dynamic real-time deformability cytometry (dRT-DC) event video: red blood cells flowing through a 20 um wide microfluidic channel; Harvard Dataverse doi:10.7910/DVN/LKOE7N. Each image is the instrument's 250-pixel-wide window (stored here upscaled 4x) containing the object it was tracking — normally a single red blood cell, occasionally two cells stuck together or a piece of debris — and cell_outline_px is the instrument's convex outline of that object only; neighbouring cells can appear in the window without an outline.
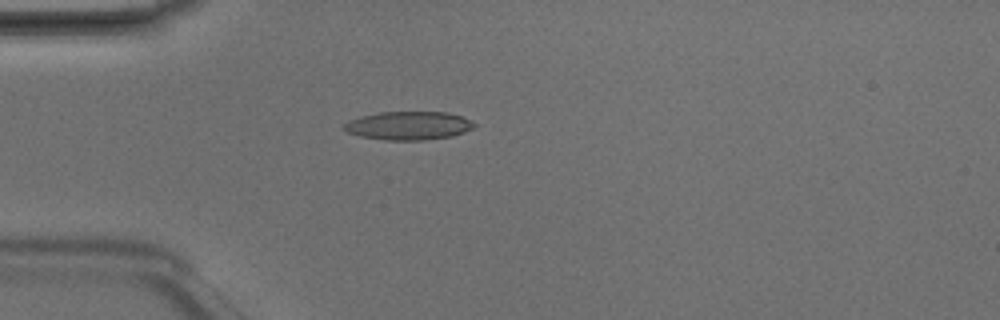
{"species": "Egyptian fruit bat (a non-hibernating species)", "species_latin": "Rousettus aegyptiacus", "temperature_condition": "room temperature", "stored_images_in_passage": 1, "camera_frame_rate_fps": 3000, "um_per_image_px": 0.085, "animal": {"sex": "male"}, "frame": {"image": 1, "passage_image": 1, "time_ms": 0.0, "image_size_px": [1000, 320], "cell_outline_px": [[476, 124], [472, 128], [464, 132], [452, 136], [424, 140], [384, 140], [360, 136], [348, 132], [344, 128], [344, 124], [348, 120], [360, 116], [380, 112], [448, 112], [472, 120]], "centroid_in_image_um": [34.73, 10.67], "position_along_channel_um": 50.3, "area_um2": 21.56}}